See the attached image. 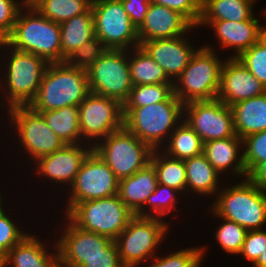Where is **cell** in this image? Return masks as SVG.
<instances>
[{
  "label": "cell",
  "mask_w": 266,
  "mask_h": 267,
  "mask_svg": "<svg viewBox=\"0 0 266 267\" xmlns=\"http://www.w3.org/2000/svg\"><path fill=\"white\" fill-rule=\"evenodd\" d=\"M89 93L87 71L66 62L49 63L37 96L29 106L34 111L79 106Z\"/></svg>",
  "instance_id": "cell-1"
},
{
  "label": "cell",
  "mask_w": 266,
  "mask_h": 267,
  "mask_svg": "<svg viewBox=\"0 0 266 267\" xmlns=\"http://www.w3.org/2000/svg\"><path fill=\"white\" fill-rule=\"evenodd\" d=\"M27 9L26 14L20 10L11 35L0 45L32 53L48 63L61 62L60 24L47 19L33 6Z\"/></svg>",
  "instance_id": "cell-2"
},
{
  "label": "cell",
  "mask_w": 266,
  "mask_h": 267,
  "mask_svg": "<svg viewBox=\"0 0 266 267\" xmlns=\"http://www.w3.org/2000/svg\"><path fill=\"white\" fill-rule=\"evenodd\" d=\"M184 104L174 95L166 100L143 107L123 108V126L153 150L160 147L164 135L175 128ZM168 132V133H167Z\"/></svg>",
  "instance_id": "cell-3"
},
{
  "label": "cell",
  "mask_w": 266,
  "mask_h": 267,
  "mask_svg": "<svg viewBox=\"0 0 266 267\" xmlns=\"http://www.w3.org/2000/svg\"><path fill=\"white\" fill-rule=\"evenodd\" d=\"M217 195L214 215L234 221L247 231L261 230L266 222V191L248 178Z\"/></svg>",
  "instance_id": "cell-4"
},
{
  "label": "cell",
  "mask_w": 266,
  "mask_h": 267,
  "mask_svg": "<svg viewBox=\"0 0 266 267\" xmlns=\"http://www.w3.org/2000/svg\"><path fill=\"white\" fill-rule=\"evenodd\" d=\"M66 213L68 221L80 229L109 237L113 241L134 216L118 194L77 203Z\"/></svg>",
  "instance_id": "cell-5"
},
{
  "label": "cell",
  "mask_w": 266,
  "mask_h": 267,
  "mask_svg": "<svg viewBox=\"0 0 266 267\" xmlns=\"http://www.w3.org/2000/svg\"><path fill=\"white\" fill-rule=\"evenodd\" d=\"M213 52L207 46L198 49L178 77L181 85L173 84V93L183 104L217 99L223 63Z\"/></svg>",
  "instance_id": "cell-6"
},
{
  "label": "cell",
  "mask_w": 266,
  "mask_h": 267,
  "mask_svg": "<svg viewBox=\"0 0 266 267\" xmlns=\"http://www.w3.org/2000/svg\"><path fill=\"white\" fill-rule=\"evenodd\" d=\"M93 151L109 166L119 180L129 177L150 163L153 149L124 126L111 132Z\"/></svg>",
  "instance_id": "cell-7"
},
{
  "label": "cell",
  "mask_w": 266,
  "mask_h": 267,
  "mask_svg": "<svg viewBox=\"0 0 266 267\" xmlns=\"http://www.w3.org/2000/svg\"><path fill=\"white\" fill-rule=\"evenodd\" d=\"M167 222L157 217H141L134 215L127 227L114 240L118 247L120 260L124 267H136L148 257L152 258L165 233Z\"/></svg>",
  "instance_id": "cell-8"
},
{
  "label": "cell",
  "mask_w": 266,
  "mask_h": 267,
  "mask_svg": "<svg viewBox=\"0 0 266 267\" xmlns=\"http://www.w3.org/2000/svg\"><path fill=\"white\" fill-rule=\"evenodd\" d=\"M124 49H107L87 70L91 93L119 101L122 105L132 89L129 64Z\"/></svg>",
  "instance_id": "cell-9"
},
{
  "label": "cell",
  "mask_w": 266,
  "mask_h": 267,
  "mask_svg": "<svg viewBox=\"0 0 266 267\" xmlns=\"http://www.w3.org/2000/svg\"><path fill=\"white\" fill-rule=\"evenodd\" d=\"M91 9L95 37L108 49L125 50L132 43L135 48L140 46L137 28L132 24L121 0H92Z\"/></svg>",
  "instance_id": "cell-10"
},
{
  "label": "cell",
  "mask_w": 266,
  "mask_h": 267,
  "mask_svg": "<svg viewBox=\"0 0 266 267\" xmlns=\"http://www.w3.org/2000/svg\"><path fill=\"white\" fill-rule=\"evenodd\" d=\"M7 66L9 107L29 106L37 96L48 62L32 53L12 48Z\"/></svg>",
  "instance_id": "cell-11"
},
{
  "label": "cell",
  "mask_w": 266,
  "mask_h": 267,
  "mask_svg": "<svg viewBox=\"0 0 266 267\" xmlns=\"http://www.w3.org/2000/svg\"><path fill=\"white\" fill-rule=\"evenodd\" d=\"M71 187L67 212L77 203L117 195L119 179L92 150L83 161Z\"/></svg>",
  "instance_id": "cell-12"
},
{
  "label": "cell",
  "mask_w": 266,
  "mask_h": 267,
  "mask_svg": "<svg viewBox=\"0 0 266 267\" xmlns=\"http://www.w3.org/2000/svg\"><path fill=\"white\" fill-rule=\"evenodd\" d=\"M184 108L188 111L185 121L203 143L236 135L232 109L219 99L191 101Z\"/></svg>",
  "instance_id": "cell-13"
},
{
  "label": "cell",
  "mask_w": 266,
  "mask_h": 267,
  "mask_svg": "<svg viewBox=\"0 0 266 267\" xmlns=\"http://www.w3.org/2000/svg\"><path fill=\"white\" fill-rule=\"evenodd\" d=\"M20 142L34 160L61 149L65 143L48 127L43 116L30 106L9 108Z\"/></svg>",
  "instance_id": "cell-14"
},
{
  "label": "cell",
  "mask_w": 266,
  "mask_h": 267,
  "mask_svg": "<svg viewBox=\"0 0 266 267\" xmlns=\"http://www.w3.org/2000/svg\"><path fill=\"white\" fill-rule=\"evenodd\" d=\"M81 136L106 137L123 127V105L112 98L89 93L79 104Z\"/></svg>",
  "instance_id": "cell-15"
},
{
  "label": "cell",
  "mask_w": 266,
  "mask_h": 267,
  "mask_svg": "<svg viewBox=\"0 0 266 267\" xmlns=\"http://www.w3.org/2000/svg\"><path fill=\"white\" fill-rule=\"evenodd\" d=\"M56 243L59 264L64 267H81L89 258L102 254L113 240L109 237L88 232L71 221Z\"/></svg>",
  "instance_id": "cell-16"
},
{
  "label": "cell",
  "mask_w": 266,
  "mask_h": 267,
  "mask_svg": "<svg viewBox=\"0 0 266 267\" xmlns=\"http://www.w3.org/2000/svg\"><path fill=\"white\" fill-rule=\"evenodd\" d=\"M217 99L228 106L259 96L266 92L264 86L243 64L232 57L223 62Z\"/></svg>",
  "instance_id": "cell-17"
},
{
  "label": "cell",
  "mask_w": 266,
  "mask_h": 267,
  "mask_svg": "<svg viewBox=\"0 0 266 267\" xmlns=\"http://www.w3.org/2000/svg\"><path fill=\"white\" fill-rule=\"evenodd\" d=\"M194 26L179 12L150 3L144 22L137 29L139 42L179 37Z\"/></svg>",
  "instance_id": "cell-18"
},
{
  "label": "cell",
  "mask_w": 266,
  "mask_h": 267,
  "mask_svg": "<svg viewBox=\"0 0 266 267\" xmlns=\"http://www.w3.org/2000/svg\"><path fill=\"white\" fill-rule=\"evenodd\" d=\"M140 46L163 68L169 79L178 78L197 51L182 36L145 41Z\"/></svg>",
  "instance_id": "cell-19"
},
{
  "label": "cell",
  "mask_w": 266,
  "mask_h": 267,
  "mask_svg": "<svg viewBox=\"0 0 266 267\" xmlns=\"http://www.w3.org/2000/svg\"><path fill=\"white\" fill-rule=\"evenodd\" d=\"M80 144H65L61 149L53 152L52 154L40 157L37 161L38 172L41 175L55 180V182L68 183L72 185L75 181L76 175L80 167L93 150L83 149Z\"/></svg>",
  "instance_id": "cell-20"
},
{
  "label": "cell",
  "mask_w": 266,
  "mask_h": 267,
  "mask_svg": "<svg viewBox=\"0 0 266 267\" xmlns=\"http://www.w3.org/2000/svg\"><path fill=\"white\" fill-rule=\"evenodd\" d=\"M157 185V173L150 162L135 174L119 180L118 195L134 215L152 217L149 212L144 213L142 206L156 190Z\"/></svg>",
  "instance_id": "cell-21"
},
{
  "label": "cell",
  "mask_w": 266,
  "mask_h": 267,
  "mask_svg": "<svg viewBox=\"0 0 266 267\" xmlns=\"http://www.w3.org/2000/svg\"><path fill=\"white\" fill-rule=\"evenodd\" d=\"M214 27L222 47H234L238 57L258 41L259 21L253 15L249 20L232 21H199L198 25L210 24Z\"/></svg>",
  "instance_id": "cell-22"
},
{
  "label": "cell",
  "mask_w": 266,
  "mask_h": 267,
  "mask_svg": "<svg viewBox=\"0 0 266 267\" xmlns=\"http://www.w3.org/2000/svg\"><path fill=\"white\" fill-rule=\"evenodd\" d=\"M236 135L241 139L266 130V92L231 106Z\"/></svg>",
  "instance_id": "cell-23"
},
{
  "label": "cell",
  "mask_w": 266,
  "mask_h": 267,
  "mask_svg": "<svg viewBox=\"0 0 266 267\" xmlns=\"http://www.w3.org/2000/svg\"><path fill=\"white\" fill-rule=\"evenodd\" d=\"M241 144L243 145V141L238 135L212 140L203 143V154L219 174L231 167L239 157L232 171L238 175H246L247 178L243 155H238Z\"/></svg>",
  "instance_id": "cell-24"
},
{
  "label": "cell",
  "mask_w": 266,
  "mask_h": 267,
  "mask_svg": "<svg viewBox=\"0 0 266 267\" xmlns=\"http://www.w3.org/2000/svg\"><path fill=\"white\" fill-rule=\"evenodd\" d=\"M44 244L32 235H26L6 255V265L12 267H57L59 265L58 253L49 254Z\"/></svg>",
  "instance_id": "cell-25"
},
{
  "label": "cell",
  "mask_w": 266,
  "mask_h": 267,
  "mask_svg": "<svg viewBox=\"0 0 266 267\" xmlns=\"http://www.w3.org/2000/svg\"><path fill=\"white\" fill-rule=\"evenodd\" d=\"M94 37V18L91 8L86 13L61 23V62H65L73 51Z\"/></svg>",
  "instance_id": "cell-26"
},
{
  "label": "cell",
  "mask_w": 266,
  "mask_h": 267,
  "mask_svg": "<svg viewBox=\"0 0 266 267\" xmlns=\"http://www.w3.org/2000/svg\"><path fill=\"white\" fill-rule=\"evenodd\" d=\"M253 0H202L199 21H246L252 16Z\"/></svg>",
  "instance_id": "cell-27"
},
{
  "label": "cell",
  "mask_w": 266,
  "mask_h": 267,
  "mask_svg": "<svg viewBox=\"0 0 266 267\" xmlns=\"http://www.w3.org/2000/svg\"><path fill=\"white\" fill-rule=\"evenodd\" d=\"M39 112L48 127L65 143H76L81 136L78 106H65L63 108L36 111Z\"/></svg>",
  "instance_id": "cell-28"
},
{
  "label": "cell",
  "mask_w": 266,
  "mask_h": 267,
  "mask_svg": "<svg viewBox=\"0 0 266 267\" xmlns=\"http://www.w3.org/2000/svg\"><path fill=\"white\" fill-rule=\"evenodd\" d=\"M186 167V189L191 188L201 194L217 193L218 172L202 153L184 160Z\"/></svg>",
  "instance_id": "cell-29"
},
{
  "label": "cell",
  "mask_w": 266,
  "mask_h": 267,
  "mask_svg": "<svg viewBox=\"0 0 266 267\" xmlns=\"http://www.w3.org/2000/svg\"><path fill=\"white\" fill-rule=\"evenodd\" d=\"M135 55L128 61L132 86L159 83H174L163 68L141 47L135 48Z\"/></svg>",
  "instance_id": "cell-30"
},
{
  "label": "cell",
  "mask_w": 266,
  "mask_h": 267,
  "mask_svg": "<svg viewBox=\"0 0 266 267\" xmlns=\"http://www.w3.org/2000/svg\"><path fill=\"white\" fill-rule=\"evenodd\" d=\"M177 125L169 143L166 155L179 160H187L203 153V142L194 129L184 120Z\"/></svg>",
  "instance_id": "cell-31"
},
{
  "label": "cell",
  "mask_w": 266,
  "mask_h": 267,
  "mask_svg": "<svg viewBox=\"0 0 266 267\" xmlns=\"http://www.w3.org/2000/svg\"><path fill=\"white\" fill-rule=\"evenodd\" d=\"M156 151L153 150L150 162L156 170L158 183L177 191H186L187 180L184 161L169 158L166 155H162V158Z\"/></svg>",
  "instance_id": "cell-32"
},
{
  "label": "cell",
  "mask_w": 266,
  "mask_h": 267,
  "mask_svg": "<svg viewBox=\"0 0 266 267\" xmlns=\"http://www.w3.org/2000/svg\"><path fill=\"white\" fill-rule=\"evenodd\" d=\"M92 0H39L33 7L47 19L61 24L74 16L86 13Z\"/></svg>",
  "instance_id": "cell-33"
},
{
  "label": "cell",
  "mask_w": 266,
  "mask_h": 267,
  "mask_svg": "<svg viewBox=\"0 0 266 267\" xmlns=\"http://www.w3.org/2000/svg\"><path fill=\"white\" fill-rule=\"evenodd\" d=\"M174 83L135 85L129 93L123 108L143 107L166 101L173 94Z\"/></svg>",
  "instance_id": "cell-34"
},
{
  "label": "cell",
  "mask_w": 266,
  "mask_h": 267,
  "mask_svg": "<svg viewBox=\"0 0 266 267\" xmlns=\"http://www.w3.org/2000/svg\"><path fill=\"white\" fill-rule=\"evenodd\" d=\"M108 48L97 38L81 45L65 60L71 66L87 71Z\"/></svg>",
  "instance_id": "cell-35"
},
{
  "label": "cell",
  "mask_w": 266,
  "mask_h": 267,
  "mask_svg": "<svg viewBox=\"0 0 266 267\" xmlns=\"http://www.w3.org/2000/svg\"><path fill=\"white\" fill-rule=\"evenodd\" d=\"M222 219L225 222L217 230V242L224 251L239 254L248 231L234 221Z\"/></svg>",
  "instance_id": "cell-36"
},
{
  "label": "cell",
  "mask_w": 266,
  "mask_h": 267,
  "mask_svg": "<svg viewBox=\"0 0 266 267\" xmlns=\"http://www.w3.org/2000/svg\"><path fill=\"white\" fill-rule=\"evenodd\" d=\"M242 141L246 147L243 160L248 175L259 163L266 160V130L251 134Z\"/></svg>",
  "instance_id": "cell-37"
},
{
  "label": "cell",
  "mask_w": 266,
  "mask_h": 267,
  "mask_svg": "<svg viewBox=\"0 0 266 267\" xmlns=\"http://www.w3.org/2000/svg\"><path fill=\"white\" fill-rule=\"evenodd\" d=\"M242 64L266 86V45L257 41L237 57Z\"/></svg>",
  "instance_id": "cell-38"
},
{
  "label": "cell",
  "mask_w": 266,
  "mask_h": 267,
  "mask_svg": "<svg viewBox=\"0 0 266 267\" xmlns=\"http://www.w3.org/2000/svg\"><path fill=\"white\" fill-rule=\"evenodd\" d=\"M204 248H190L177 251L164 258H155L149 267H199Z\"/></svg>",
  "instance_id": "cell-39"
},
{
  "label": "cell",
  "mask_w": 266,
  "mask_h": 267,
  "mask_svg": "<svg viewBox=\"0 0 266 267\" xmlns=\"http://www.w3.org/2000/svg\"><path fill=\"white\" fill-rule=\"evenodd\" d=\"M175 192L177 193L179 191L158 183L156 190L145 203V205H150L153 210L154 215L152 213V217H156L155 215L159 214L157 216L159 218V216H165V214L172 211L176 202Z\"/></svg>",
  "instance_id": "cell-40"
},
{
  "label": "cell",
  "mask_w": 266,
  "mask_h": 267,
  "mask_svg": "<svg viewBox=\"0 0 266 267\" xmlns=\"http://www.w3.org/2000/svg\"><path fill=\"white\" fill-rule=\"evenodd\" d=\"M1 206L0 195V253L6 255L27 234L19 231L12 220L6 216Z\"/></svg>",
  "instance_id": "cell-41"
},
{
  "label": "cell",
  "mask_w": 266,
  "mask_h": 267,
  "mask_svg": "<svg viewBox=\"0 0 266 267\" xmlns=\"http://www.w3.org/2000/svg\"><path fill=\"white\" fill-rule=\"evenodd\" d=\"M152 3L166 6L183 15L194 27L198 26L201 16L202 0H150Z\"/></svg>",
  "instance_id": "cell-42"
},
{
  "label": "cell",
  "mask_w": 266,
  "mask_h": 267,
  "mask_svg": "<svg viewBox=\"0 0 266 267\" xmlns=\"http://www.w3.org/2000/svg\"><path fill=\"white\" fill-rule=\"evenodd\" d=\"M20 10L15 0H0V42L11 35Z\"/></svg>",
  "instance_id": "cell-43"
},
{
  "label": "cell",
  "mask_w": 266,
  "mask_h": 267,
  "mask_svg": "<svg viewBox=\"0 0 266 267\" xmlns=\"http://www.w3.org/2000/svg\"><path fill=\"white\" fill-rule=\"evenodd\" d=\"M266 246V231H248L240 253L248 261L254 263Z\"/></svg>",
  "instance_id": "cell-44"
},
{
  "label": "cell",
  "mask_w": 266,
  "mask_h": 267,
  "mask_svg": "<svg viewBox=\"0 0 266 267\" xmlns=\"http://www.w3.org/2000/svg\"><path fill=\"white\" fill-rule=\"evenodd\" d=\"M81 267H124L118 253V247L113 241L102 254L89 258Z\"/></svg>",
  "instance_id": "cell-45"
},
{
  "label": "cell",
  "mask_w": 266,
  "mask_h": 267,
  "mask_svg": "<svg viewBox=\"0 0 266 267\" xmlns=\"http://www.w3.org/2000/svg\"><path fill=\"white\" fill-rule=\"evenodd\" d=\"M132 24L138 29L144 22L150 0H121Z\"/></svg>",
  "instance_id": "cell-46"
},
{
  "label": "cell",
  "mask_w": 266,
  "mask_h": 267,
  "mask_svg": "<svg viewBox=\"0 0 266 267\" xmlns=\"http://www.w3.org/2000/svg\"><path fill=\"white\" fill-rule=\"evenodd\" d=\"M247 178L258 186L260 189L266 191V160L259 163L248 175Z\"/></svg>",
  "instance_id": "cell-47"
},
{
  "label": "cell",
  "mask_w": 266,
  "mask_h": 267,
  "mask_svg": "<svg viewBox=\"0 0 266 267\" xmlns=\"http://www.w3.org/2000/svg\"><path fill=\"white\" fill-rule=\"evenodd\" d=\"M255 267H266V246L258 259L253 263Z\"/></svg>",
  "instance_id": "cell-48"
},
{
  "label": "cell",
  "mask_w": 266,
  "mask_h": 267,
  "mask_svg": "<svg viewBox=\"0 0 266 267\" xmlns=\"http://www.w3.org/2000/svg\"><path fill=\"white\" fill-rule=\"evenodd\" d=\"M258 41L266 45V26L263 27L259 25Z\"/></svg>",
  "instance_id": "cell-49"
},
{
  "label": "cell",
  "mask_w": 266,
  "mask_h": 267,
  "mask_svg": "<svg viewBox=\"0 0 266 267\" xmlns=\"http://www.w3.org/2000/svg\"><path fill=\"white\" fill-rule=\"evenodd\" d=\"M37 1L39 0H24L23 4L20 6L27 7V6H33Z\"/></svg>",
  "instance_id": "cell-50"
},
{
  "label": "cell",
  "mask_w": 266,
  "mask_h": 267,
  "mask_svg": "<svg viewBox=\"0 0 266 267\" xmlns=\"http://www.w3.org/2000/svg\"><path fill=\"white\" fill-rule=\"evenodd\" d=\"M0 267H6L5 255L0 253Z\"/></svg>",
  "instance_id": "cell-51"
}]
</instances>
